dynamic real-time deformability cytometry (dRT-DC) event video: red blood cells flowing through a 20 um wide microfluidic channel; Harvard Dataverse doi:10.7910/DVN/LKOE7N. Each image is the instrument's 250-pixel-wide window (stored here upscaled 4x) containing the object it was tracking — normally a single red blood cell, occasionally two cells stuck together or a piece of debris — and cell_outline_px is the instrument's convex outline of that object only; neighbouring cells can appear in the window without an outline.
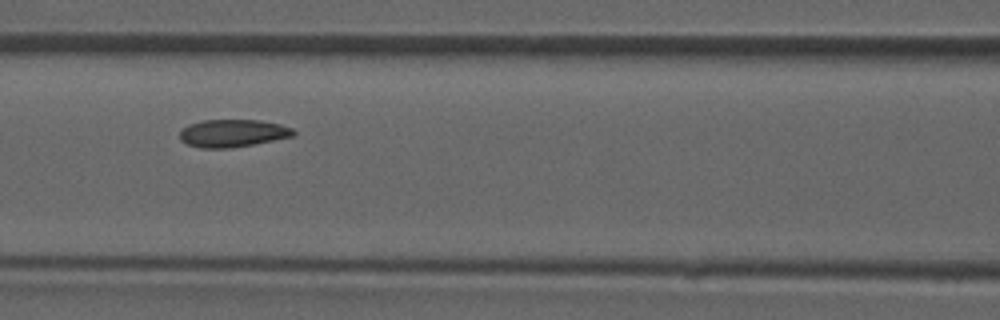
{"species": "common noctule bat (a hibernating species)", "species_latin": "Nyctalus noctula", "temperature_condition": "room temperature", "stored_images_in_passage": 33, "camera_frame_rate_fps": 3000, "um_per_image_px": 0.085, "animal": {"sex": "male", "forearm_length_mm": 52.5}, "frame": {"image": 1, "passage_image": 6, "time_ms": 1.667, "image_size_px": [1000, 320], "cell_outline_px": [[296, 136], [252, 144], [228, 148], [200, 148], [188, 144], [180, 140], [180, 132], [188, 124], [204, 120], [260, 120], [280, 124], [292, 128], [296, 132]], "centroid_in_image_um": [19.8, 11.32], "position_along_channel_um": 146.8, "area_um2": 18.26}}